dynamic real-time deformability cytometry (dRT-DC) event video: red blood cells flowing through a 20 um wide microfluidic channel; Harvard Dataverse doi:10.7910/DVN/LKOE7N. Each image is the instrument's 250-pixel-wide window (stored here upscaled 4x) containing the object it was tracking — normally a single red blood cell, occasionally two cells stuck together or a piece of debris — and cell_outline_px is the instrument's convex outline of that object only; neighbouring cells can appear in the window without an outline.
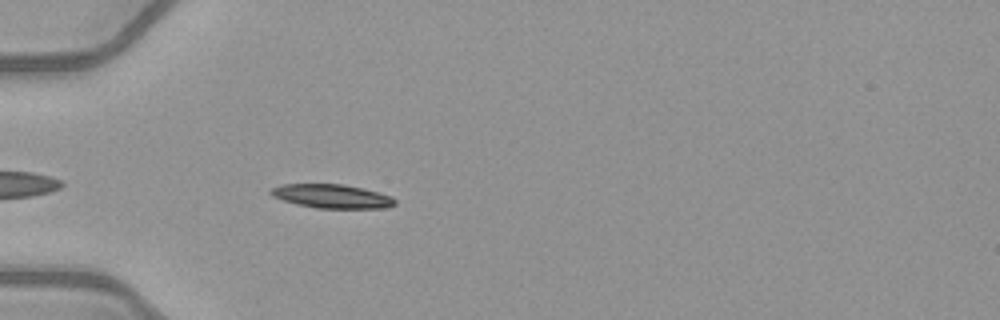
{"species": "common noctule bat (a hibernating species)", "species_latin": "Nyctalus noctula", "temperature_condition": "warm", "stored_images_in_passage": 39, "camera_frame_rate_fps": 3000, "um_per_image_px": 0.085, "animal": {"sex": "female", "body_mass_g": 21.9}, "frame": {"image": 1, "passage_image": 4, "time_ms": 1.0, "image_size_px": [1000, 320], "cell_outline_px": [[396, 204], [384, 208], [316, 208], [296, 204], [272, 196], [268, 192], [272, 188], [280, 184], [344, 184], [364, 188], [392, 196], [396, 200]], "centroid_in_image_um": [28.22, 16.67], "position_along_channel_um": 56.8, "area_um2": 17.34}}
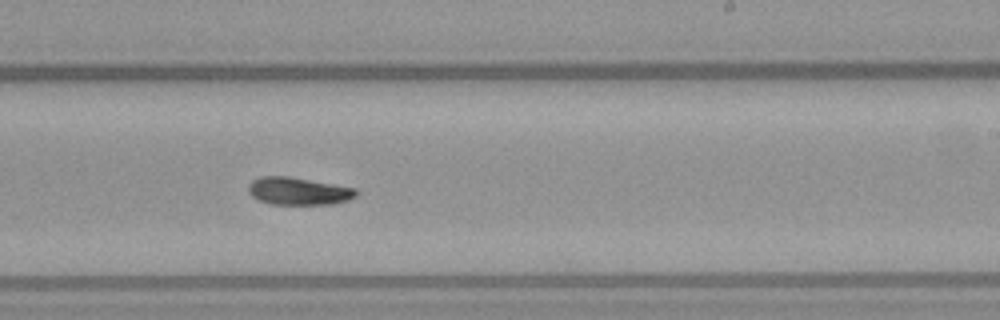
{"frame": {"image": 2, "passage_image": 20, "time_ms": 6.333, "image_size_px": [1000, 320], "cell_outline_px": [[360, 192], [356, 196], [348, 200], [332, 204], [272, 204], [260, 200], [252, 196], [248, 192], [248, 184], [252, 180], [260, 176], [288, 176], [356, 188]], "centroid_in_image_um": [25.37, 16.24], "position_along_channel_um": 263.6, "area_um2": 17.34}}
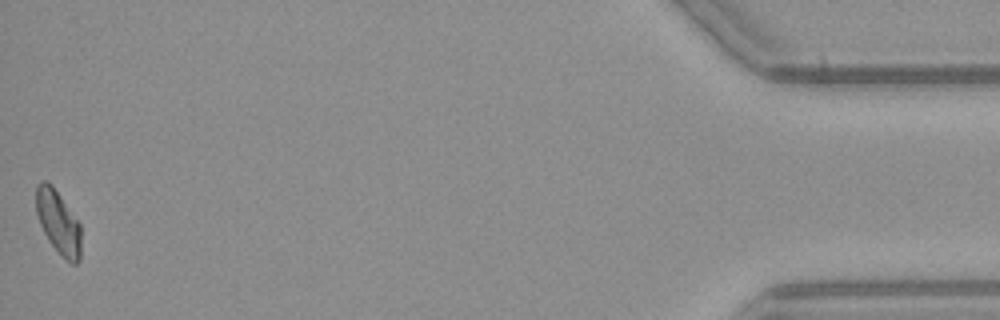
{"frame": {"image": 3, "passage_image": 39, "time_ms": 12.667, "image_size_px": [1000, 320], "cell_outline_px": [[80, 260], [76, 264], [72, 264], [48, 240], [40, 224], [36, 212], [36, 184], [40, 180], [44, 180], [52, 184], [80, 224]], "centroid_in_image_um": [4.93, 18.84], "position_along_channel_um": 430.3, "area_um2": 16.36}, "authors_computed_cell_mechanics": {"area_um2": 17.34, "velocity_mm_per_s": 4.0554, "shape_relaxation_time_tau1_ms": 6.932, "shape_relaxation_time_tau2_ms": null, "deformation_change_tau1": 0.1675, "deformation_change_tau2": null}}